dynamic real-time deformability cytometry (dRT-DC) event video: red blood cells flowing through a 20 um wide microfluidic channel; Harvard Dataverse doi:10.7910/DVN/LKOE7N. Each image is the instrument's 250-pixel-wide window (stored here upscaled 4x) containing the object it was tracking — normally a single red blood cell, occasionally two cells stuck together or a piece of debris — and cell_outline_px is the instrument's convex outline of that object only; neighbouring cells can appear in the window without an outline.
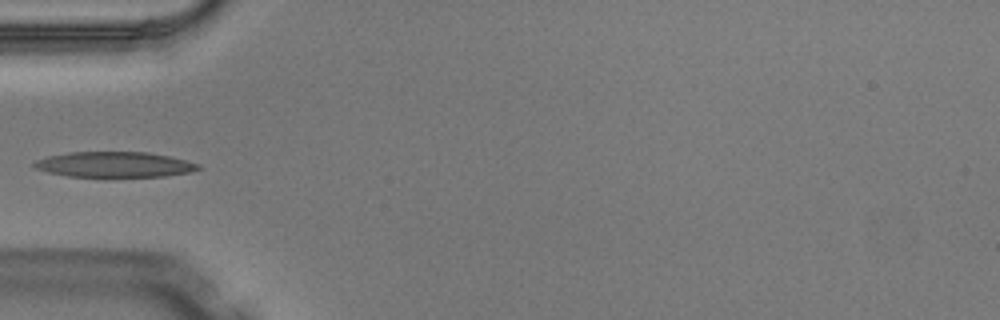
{"species": "Egyptian fruit bat (a non-hibernating species)", "species_latin": "Rousettus aegyptiacus", "temperature_condition": "warm", "stored_images_in_passage": 4, "camera_frame_rate_fps": 3000, "um_per_image_px": 0.085, "animal": {"sex": "male"}, "frame": {"image": 1, "passage_image": 4, "time_ms": 1.0, "image_size_px": [1000, 320], "cell_outline_px": [[200, 168], [192, 172], [164, 176], [68, 176], [48, 172], [36, 168], [32, 164], [36, 160], [48, 156], [68, 152], [148, 152], [168, 156], [200, 164]], "centroid_in_image_um": [9.73, 13.97], "position_along_channel_um": 75.3, "area_um2": 24.04}}